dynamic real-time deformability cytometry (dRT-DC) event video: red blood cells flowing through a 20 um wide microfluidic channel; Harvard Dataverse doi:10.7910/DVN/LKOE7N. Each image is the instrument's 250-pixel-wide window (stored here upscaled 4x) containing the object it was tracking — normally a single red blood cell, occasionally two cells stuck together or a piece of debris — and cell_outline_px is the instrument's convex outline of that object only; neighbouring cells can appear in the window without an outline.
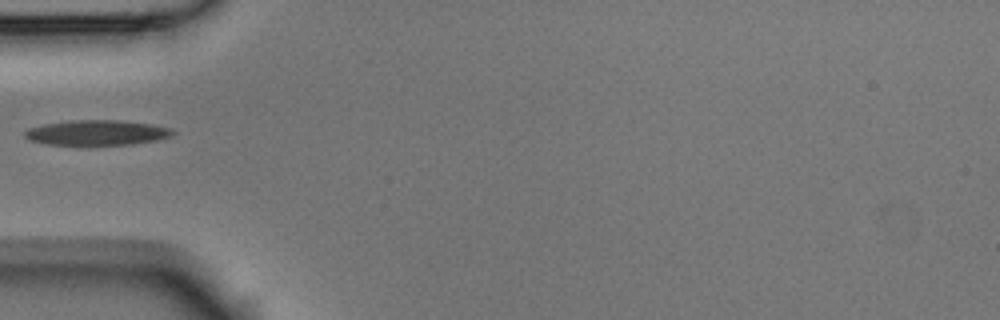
{"species": "Egyptian fruit bat (a non-hibernating species)", "species_latin": "Rousettus aegyptiacus", "temperature_condition": "room temperature", "stored_images_in_passage": 4, "camera_frame_rate_fps": 3000, "um_per_image_px": 0.085, "animal": {"sex": "male"}, "frame": {"image": 1, "passage_image": 3, "time_ms": 0.667, "image_size_px": [1000, 320], "cell_outline_px": [[176, 132], [172, 136], [156, 140], [132, 144], [48, 144], [28, 140], [24, 136], [24, 132], [28, 128], [44, 124], [72, 120], [124, 120], [152, 124], [172, 128]], "centroid_in_image_um": [8.27, 11.26], "position_along_channel_um": 76.7, "area_um2": 21.62}}
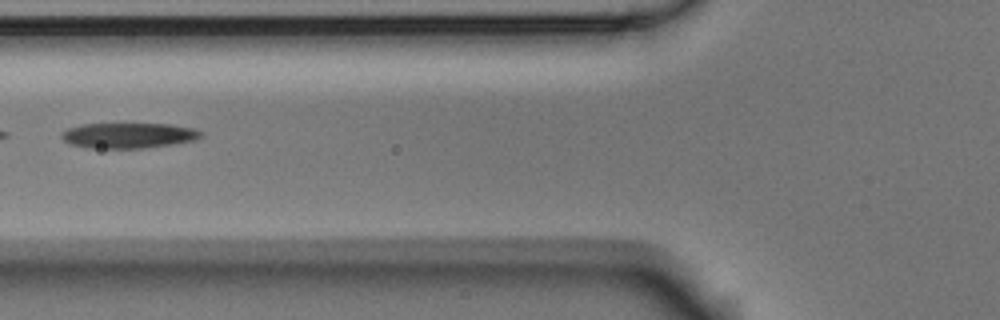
{"frame": {"image": 2, "passage_image": 4, "time_ms": 1.0, "image_size_px": [1000, 320], "cell_outline_px": [[204, 136], [196, 140], [144, 148], [88, 148], [68, 144], [60, 136], [68, 128], [80, 124], [172, 124], [192, 128], [204, 132]], "centroid_in_image_um": [10.94, 11.51], "position_along_channel_um": 114.9, "area_um2": 20.69}}